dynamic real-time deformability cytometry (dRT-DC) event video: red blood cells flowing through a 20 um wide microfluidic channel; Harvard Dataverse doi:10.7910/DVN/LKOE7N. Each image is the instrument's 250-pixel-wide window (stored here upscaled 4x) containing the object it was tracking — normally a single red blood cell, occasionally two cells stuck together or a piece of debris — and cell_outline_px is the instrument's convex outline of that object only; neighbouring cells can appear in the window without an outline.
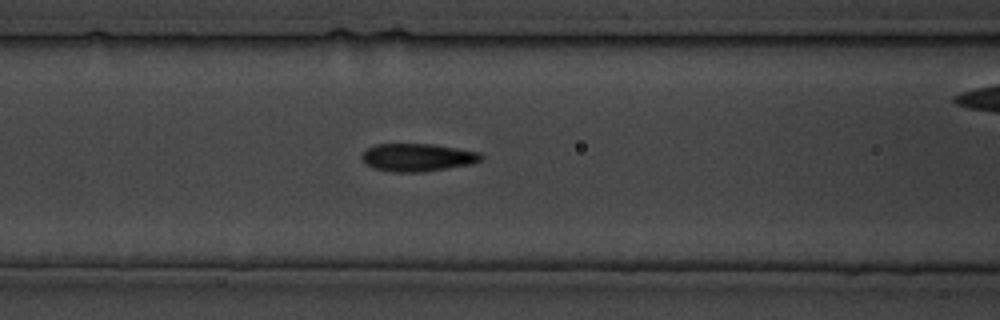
{"species": "common noctule bat (a hibernating species)", "species_latin": "Nyctalus noctula", "temperature_condition": "cold", "stored_images_in_passage": 22, "camera_frame_rate_fps": 3000, "um_per_image_px": 0.085, "animal": {"sex": "male", "body_mass_g": 19.5, "forearm_length_mm": 54.6}, "frame": {"image": 1, "passage_image": 3, "time_ms": 3.333, "image_size_px": [1000, 320], "cell_outline_px": [[484, 156], [480, 160], [472, 164], [424, 172], [388, 172], [372, 168], [360, 156], [368, 148], [376, 144], [432, 144], [480, 152]], "centroid_in_image_um": [35.49, 13.39], "position_along_channel_um": 131.1, "area_um2": 19.36}}
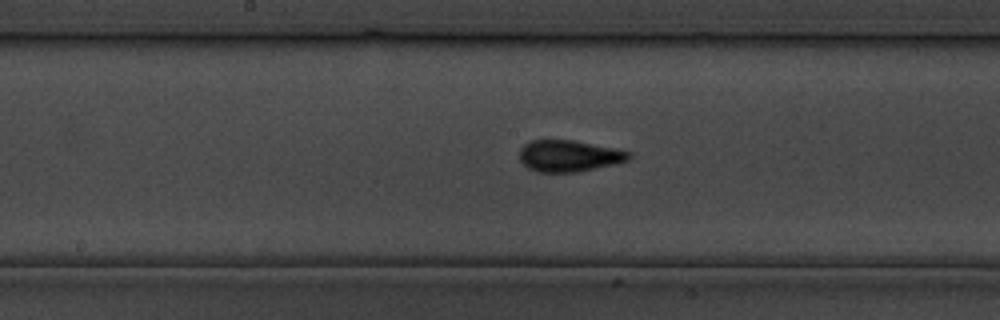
{"frame": {"image": 2, "passage_image": 7, "time_ms": 7.667, "image_size_px": [1000, 320], "cell_outline_px": [[632, 156], [628, 160], [616, 164], [576, 172], [536, 172], [528, 168], [520, 160], [520, 148], [524, 144], [532, 140], [572, 140], [616, 148], [632, 152]], "centroid_in_image_um": [48.38, 13.25], "position_along_channel_um": 199.8, "area_um2": 20.17}}
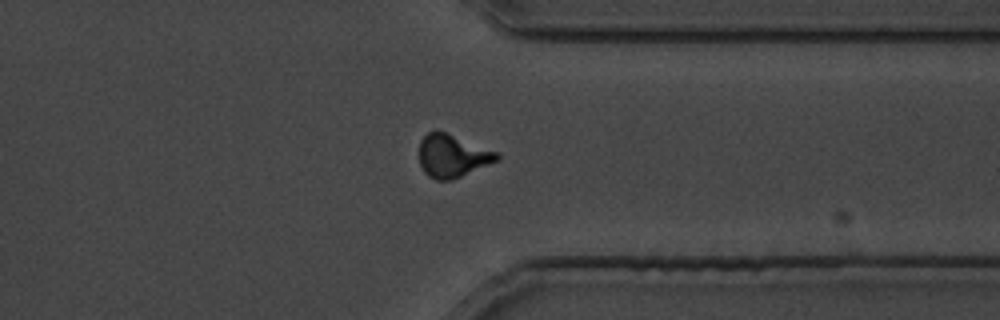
{"frame": {"image": 3, "passage_image": 16, "time_ms": 18.667, "image_size_px": [1000, 320], "cell_outline_px": [[500, 160], [452, 180], [436, 180], [428, 176], [424, 172], [420, 164], [420, 140], [428, 132], [444, 132], [500, 152]], "centroid_in_image_um": [38.49, 13.27], "position_along_channel_um": 372.9, "area_um2": 19.36}}